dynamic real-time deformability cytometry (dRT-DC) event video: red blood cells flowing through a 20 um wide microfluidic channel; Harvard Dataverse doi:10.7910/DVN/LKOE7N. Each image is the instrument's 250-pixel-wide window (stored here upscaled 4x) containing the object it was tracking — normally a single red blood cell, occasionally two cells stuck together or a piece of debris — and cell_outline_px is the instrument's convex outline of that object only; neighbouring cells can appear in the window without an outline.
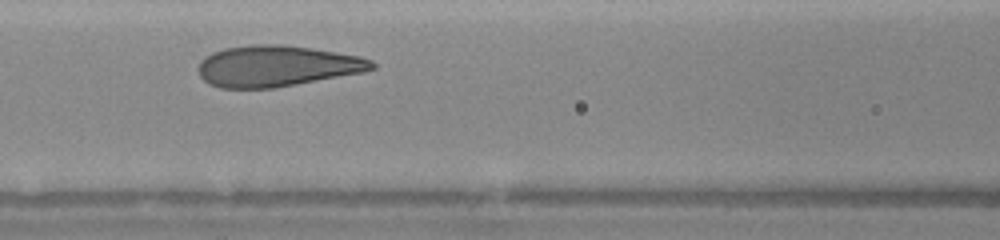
{"species": "human", "species_latin": "Homo sapiens", "temperature_condition": "warm", "stored_images_in_passage": 5, "camera_frame_rate_fps": 3000, "um_per_image_px": 0.085, "donor": {"sex": "female"}, "frame": {"image": 1, "passage_image": 3, "time_ms": 2.0, "image_size_px": [1000, 240], "cell_outline_px": [[376, 68], [364, 72], [296, 84], [272, 88], [220, 88], [208, 84], [200, 76], [196, 68], [200, 60], [212, 52], [224, 48], [252, 44], [284, 44], [312, 48], [360, 56], [372, 60], [376, 64]], "centroid_in_image_um": [23.5, 5.61], "position_along_channel_um": 143.1, "area_um2": 41.85}}